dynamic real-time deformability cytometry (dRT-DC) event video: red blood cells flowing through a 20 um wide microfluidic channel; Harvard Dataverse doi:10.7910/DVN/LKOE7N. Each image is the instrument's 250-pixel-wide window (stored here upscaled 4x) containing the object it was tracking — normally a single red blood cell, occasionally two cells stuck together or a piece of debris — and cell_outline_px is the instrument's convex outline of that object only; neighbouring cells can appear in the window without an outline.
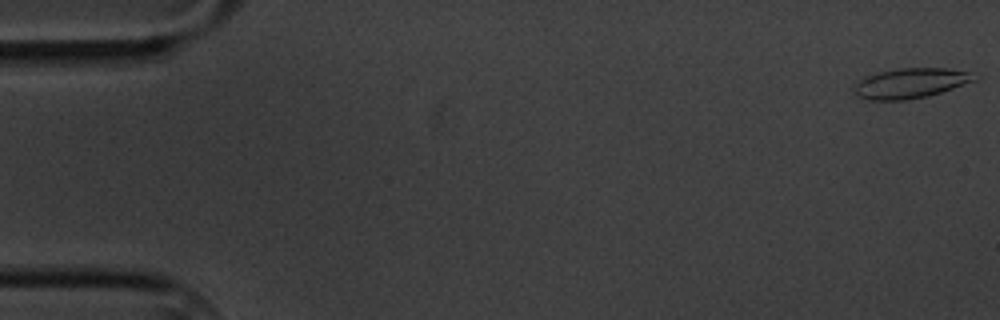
{"species": "common noctule bat (a hibernating species)", "species_latin": "Nyctalus noctula", "temperature_condition": "cold", "stored_images_in_passage": 5, "camera_frame_rate_fps": 3000, "um_per_image_px": 0.085, "animal": {"sex": "male", "body_mass_g": 20.1, "forearm_length_mm": 53.5}, "frame": {"image": 1, "passage_image": 1, "time_ms": 0.0, "image_size_px": [1000, 320], "cell_outline_px": [[980, 76], [976, 80], [928, 96], [908, 100], [868, 100], [856, 96], [852, 92], [856, 84], [864, 76], [880, 72], [900, 68], [944, 68], [968, 72]], "centroid_in_image_um": [77.36, 7.08], "position_along_channel_um": 7.6, "area_um2": 21.04}}
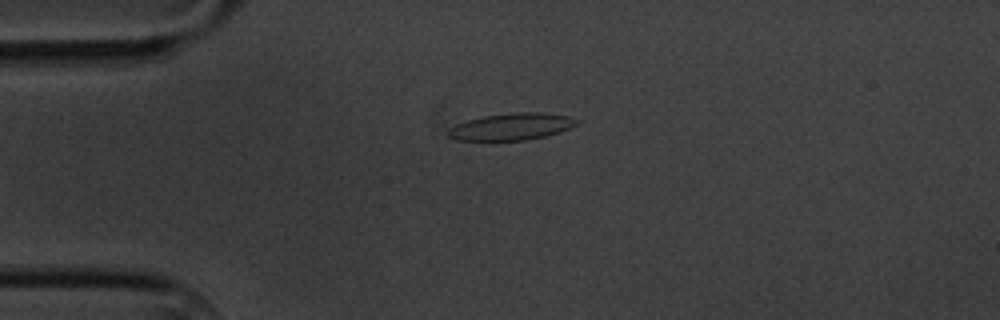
{"frame": {"image": 2, "passage_image": 4, "time_ms": 4.333, "image_size_px": [1000, 320], "cell_outline_px": [[580, 120], [576, 124], [560, 132], [544, 136], [524, 140], [456, 140], [448, 136], [448, 128], [456, 124], [468, 120], [484, 116], [516, 112], [540, 112], [568, 116]], "centroid_in_image_um": [43.46, 10.76], "position_along_channel_um": 41.5, "area_um2": 19.94}}